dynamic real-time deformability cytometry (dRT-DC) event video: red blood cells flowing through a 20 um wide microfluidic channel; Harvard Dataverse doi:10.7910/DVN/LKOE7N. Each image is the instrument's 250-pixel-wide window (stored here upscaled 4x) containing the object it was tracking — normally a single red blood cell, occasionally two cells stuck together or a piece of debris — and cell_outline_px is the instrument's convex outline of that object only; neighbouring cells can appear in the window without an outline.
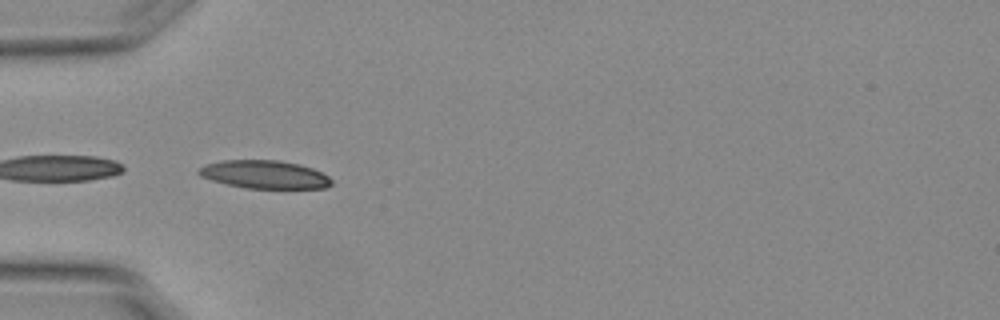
{"species": "Egyptian fruit bat (a non-hibernating species)", "species_latin": "Rousettus aegyptiacus", "temperature_condition": "warm", "stored_images_in_passage": 9, "camera_frame_rate_fps": 3000, "um_per_image_px": 0.085, "animal": {"sex": "female"}, "frame": {"image": 1, "passage_image": 2, "time_ms": 0.333, "image_size_px": [1000, 320], "cell_outline_px": [[332, 184], [324, 188], [244, 188], [212, 180], [200, 176], [196, 172], [200, 168], [208, 164], [224, 160], [280, 160], [300, 164], [312, 168], [328, 176], [332, 180]], "centroid_in_image_um": [22.5, 14.83], "position_along_channel_um": 62.5, "area_um2": 21.62}}